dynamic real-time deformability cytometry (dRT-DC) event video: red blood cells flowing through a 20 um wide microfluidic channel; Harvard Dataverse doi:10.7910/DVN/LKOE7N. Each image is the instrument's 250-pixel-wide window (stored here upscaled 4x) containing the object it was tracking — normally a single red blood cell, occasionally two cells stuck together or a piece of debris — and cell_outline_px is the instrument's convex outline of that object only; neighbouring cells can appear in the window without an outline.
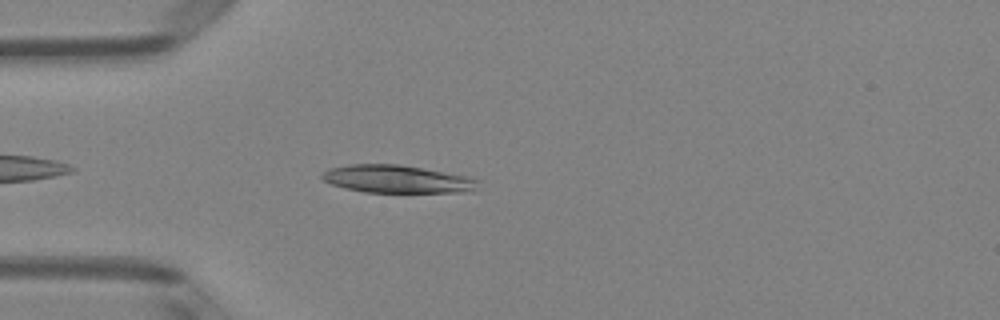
{"species": "Egyptian fruit bat (a non-hibernating species)", "species_latin": "Rousettus aegyptiacus", "temperature_condition": "room temperature", "stored_images_in_passage": 35, "camera_frame_rate_fps": 3000, "um_per_image_px": 0.085, "animal": {"sex": "female"}, "frame": {"image": 1, "passage_image": 4, "time_ms": 1.0, "image_size_px": [1000, 320], "cell_outline_px": [[480, 180], [476, 188], [472, 192], [364, 192], [344, 188], [332, 184], [324, 180], [320, 176], [324, 172], [332, 168], [348, 164], [400, 164], [472, 176]], "centroid_in_image_um": [33.83, 15.22], "position_along_channel_um": 51.2, "area_um2": 25.49}}
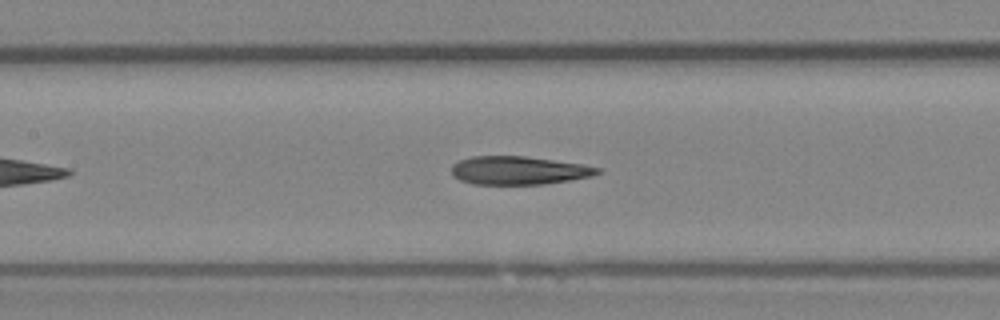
{"frame": {"image": 2, "passage_image": 13, "time_ms": 4.0, "image_size_px": [1000, 320], "cell_outline_px": [[604, 172], [592, 176], [572, 180], [544, 184], [472, 184], [460, 180], [452, 176], [452, 164], [460, 160], [472, 156], [524, 156], [584, 164], [604, 168]], "centroid_in_image_um": [44.15, 14.49], "position_along_channel_um": 163.2, "area_um2": 24.39}}
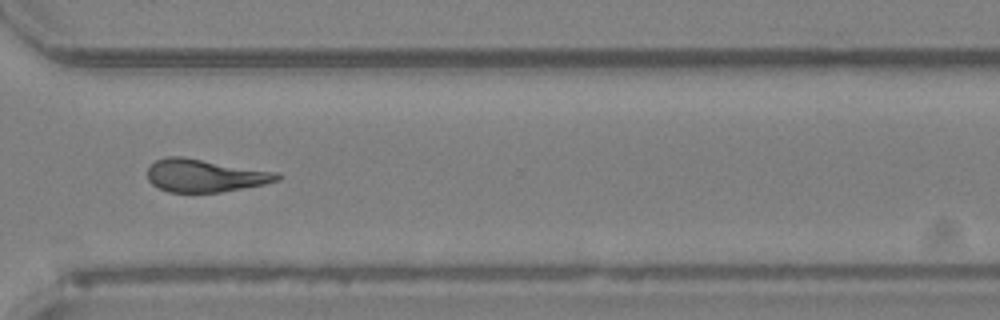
{"frame": {"image": 3, "passage_image": 27, "time_ms": 8.667, "image_size_px": [1000, 320], "cell_outline_px": [[284, 176], [280, 180], [264, 184], [220, 192], [168, 192], [152, 184], [148, 180], [148, 168], [156, 160], [164, 156], [180, 156], [276, 172]], "centroid_in_image_um": [17.41, 14.92], "position_along_channel_um": 353.2, "area_um2": 24.62}, "authors_computed_cell_mechanics": {"area_um2": 24.9696, "velocity_mm_per_s": 4.0758, "shape_relaxation_time_tau1_ms": 5.6533, "shape_relaxation_time_tau2_ms": 5.1052, "deformation_change_tau1": 0.206, "deformation_change_tau2": 0.1845}}